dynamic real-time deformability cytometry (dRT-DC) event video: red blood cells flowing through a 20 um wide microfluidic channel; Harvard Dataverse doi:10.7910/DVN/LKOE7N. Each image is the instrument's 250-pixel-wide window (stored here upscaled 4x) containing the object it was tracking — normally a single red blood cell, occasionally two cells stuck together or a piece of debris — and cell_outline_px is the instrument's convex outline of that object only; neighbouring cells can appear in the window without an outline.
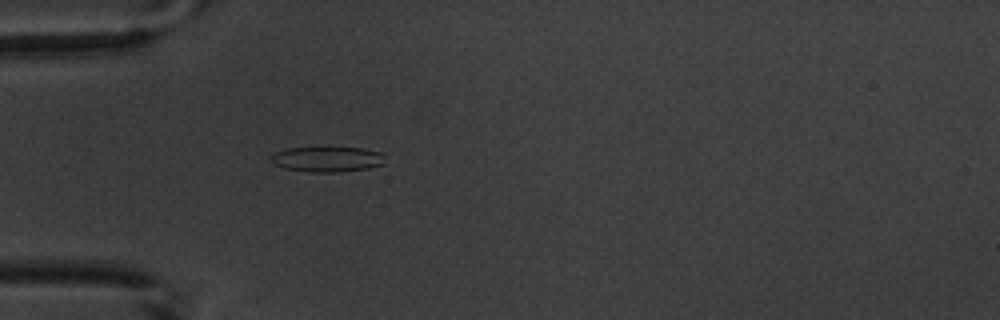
{"species": "common noctule bat (a hibernating species)", "species_latin": "Nyctalus noctula", "temperature_condition": "warm", "stored_images_in_passage": 5, "camera_frame_rate_fps": 3000, "um_per_image_px": 0.085, "animal": {"sex": "male", "body_mass_g": 20.1, "forearm_length_mm": 53.5}, "frame": {"image": 1, "passage_image": 5, "time_ms": 5.0, "image_size_px": [1000, 320], "cell_outline_px": [[384, 164], [368, 168], [340, 172], [308, 172], [284, 168], [276, 164], [268, 156], [276, 152], [288, 148], [364, 148], [384, 152]], "centroid_in_image_um": [27.86, 13.53], "position_along_channel_um": 57.1, "area_um2": 16.82}}